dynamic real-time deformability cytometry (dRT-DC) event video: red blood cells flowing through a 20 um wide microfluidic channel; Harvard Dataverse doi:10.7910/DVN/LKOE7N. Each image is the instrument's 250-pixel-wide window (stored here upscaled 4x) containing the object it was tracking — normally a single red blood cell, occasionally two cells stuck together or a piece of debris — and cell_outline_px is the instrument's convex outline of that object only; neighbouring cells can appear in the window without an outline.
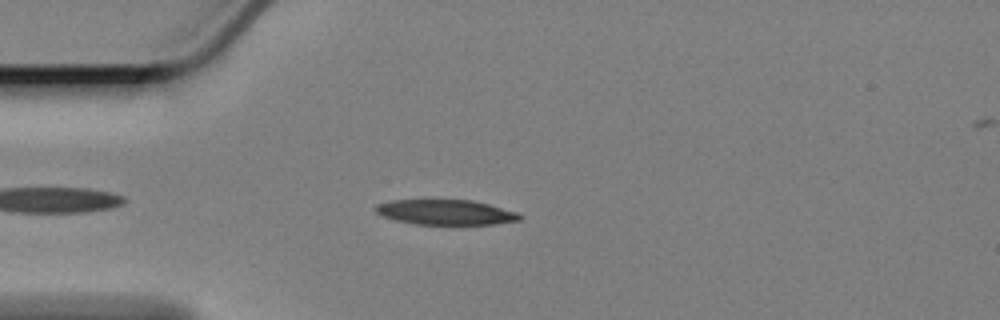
{"species": "Egyptian fruit bat (a non-hibernating species)", "species_latin": "Rousettus aegyptiacus", "temperature_condition": "cold", "stored_images_in_passage": 16, "camera_frame_rate_fps": 3000, "um_per_image_px": 0.085, "animal": {"sex": "female"}, "frame": {"image": 1, "passage_image": 1, "time_ms": 0.0, "image_size_px": [1000, 320], "cell_outline_px": [[524, 216], [520, 220], [492, 224], [416, 224], [396, 220], [384, 216], [376, 212], [372, 208], [376, 204], [388, 200], [424, 196], [472, 200], [488, 204], [516, 212]], "centroid_in_image_um": [37.76, 17.97], "position_along_channel_um": 47.2, "area_um2": 22.2}}
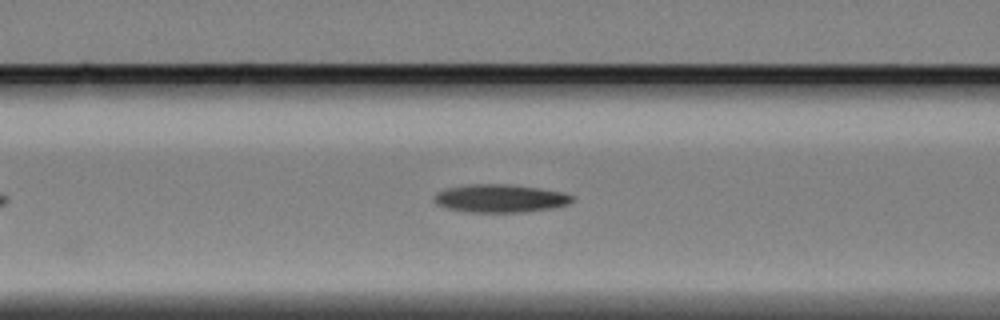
{"frame": {"image": 2, "passage_image": 9, "time_ms": 2.667, "image_size_px": [1000, 320], "cell_outline_px": [[572, 200], [568, 204], [552, 208], [524, 212], [468, 212], [448, 208], [436, 204], [432, 200], [432, 196], [436, 192], [444, 188], [464, 184], [508, 184], [540, 188], [564, 192], [572, 196]], "centroid_in_image_um": [42.45, 16.85], "position_along_channel_um": 124.2, "area_um2": 22.83}}
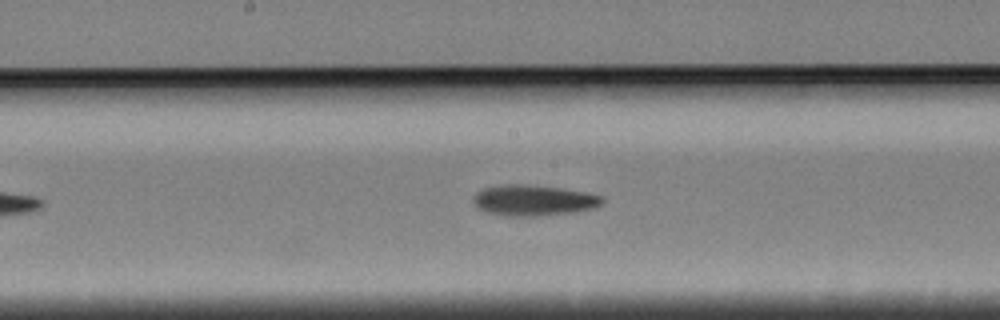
{"frame": {"image": 3, "passage_image": 16, "time_ms": 5.0, "image_size_px": [1000, 320], "cell_outline_px": [[604, 200], [600, 204], [592, 208], [576, 212], [536, 216], [508, 216], [488, 212], [480, 208], [472, 200], [476, 192], [484, 188], [500, 184], [536, 184], [588, 192], [604, 196]], "centroid_in_image_um": [45.39, 17.0], "position_along_channel_um": 202.8, "area_um2": 23.35}}